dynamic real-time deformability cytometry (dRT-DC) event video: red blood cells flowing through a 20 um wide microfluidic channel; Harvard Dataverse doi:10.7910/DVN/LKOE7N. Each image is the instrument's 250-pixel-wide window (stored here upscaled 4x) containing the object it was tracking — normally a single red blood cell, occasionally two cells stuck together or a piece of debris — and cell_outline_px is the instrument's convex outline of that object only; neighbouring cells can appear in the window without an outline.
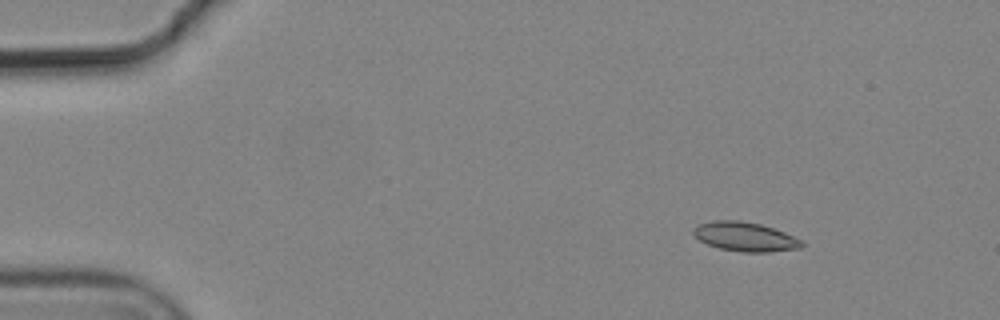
{"species": "common noctule bat (a hibernating species)", "species_latin": "Nyctalus noctula", "temperature_condition": "cold", "stored_images_in_passage": 4, "camera_frame_rate_fps": 3000, "um_per_image_px": 0.085, "animal": {"sex": "male", "body_mass_g": 19.2, "forearm_length_mm": 51.8}, "frame": {"image": 1, "passage_image": 1, "time_ms": 0.0, "image_size_px": [1000, 320], "cell_outline_px": [[804, 244], [800, 248], [768, 252], [740, 252], [720, 248], [708, 244], [700, 240], [692, 232], [692, 228], [696, 224], [712, 220], [740, 220], [760, 224], [784, 232], [804, 240]], "centroid_in_image_um": [63.32, 20.11], "position_along_channel_um": 21.7, "area_um2": 18.55}}
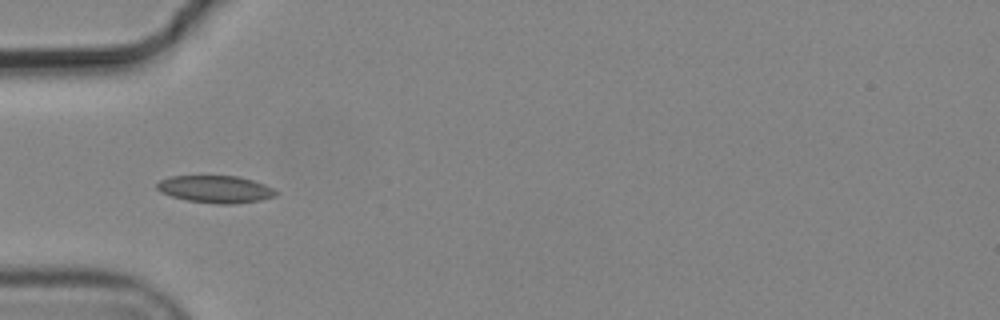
{"frame": {"image": 2, "passage_image": 4, "time_ms": 1.0, "image_size_px": [1000, 320], "cell_outline_px": [[280, 192], [276, 196], [260, 200], [232, 204], [216, 204], [188, 200], [172, 196], [160, 192], [156, 188], [156, 184], [160, 180], [172, 176], [236, 176], [252, 180], [264, 184]], "centroid_in_image_um": [18.33, 16.08], "position_along_channel_um": 66.7, "area_um2": 18.84}}